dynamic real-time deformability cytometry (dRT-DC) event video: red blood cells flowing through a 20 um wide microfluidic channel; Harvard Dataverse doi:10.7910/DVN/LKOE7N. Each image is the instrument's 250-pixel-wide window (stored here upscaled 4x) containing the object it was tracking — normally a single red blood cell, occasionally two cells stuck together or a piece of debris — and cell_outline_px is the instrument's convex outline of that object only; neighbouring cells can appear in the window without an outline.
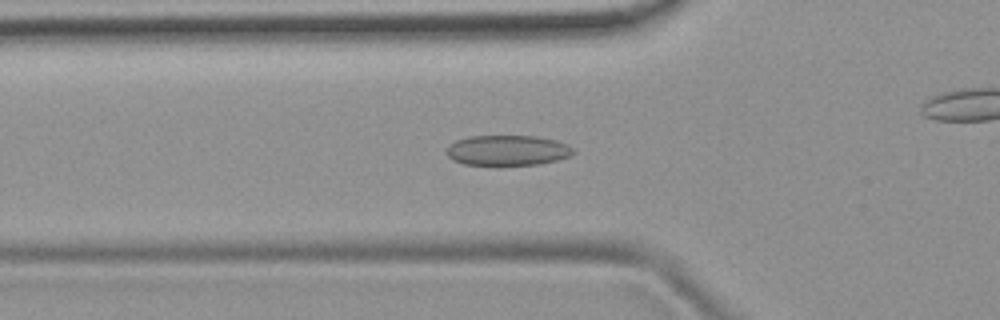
{"species": "common noctule bat (a hibernating species)", "species_latin": "Nyctalus noctula", "temperature_condition": "room temperature", "stored_images_in_passage": 37, "camera_frame_rate_fps": 3000, "um_per_image_px": 0.085, "animal": {"sex": "female", "body_mass_g": 19.9}, "frame": {"image": 1, "passage_image": 2, "time_ms": 0.333, "image_size_px": [1000, 320], "cell_outline_px": [[576, 152], [572, 156], [540, 164], [464, 164], [452, 160], [448, 156], [448, 148], [456, 140], [468, 136], [536, 136], [556, 140], [568, 144]], "centroid_in_image_um": [43.19, 12.77], "position_along_channel_um": 82.6, "area_um2": 22.2}}
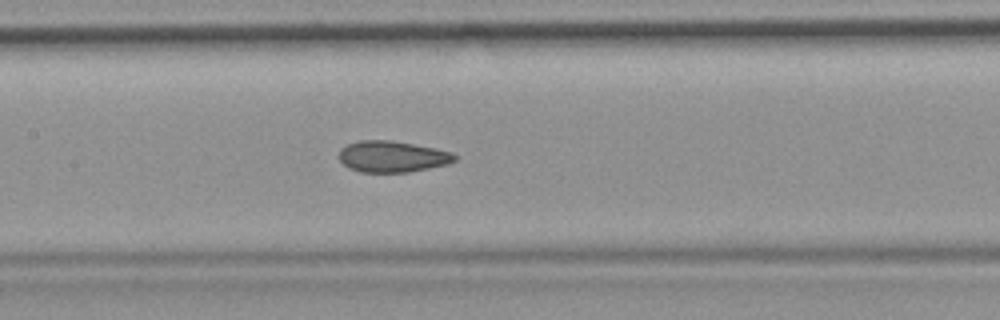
{"frame": {"image": 2, "passage_image": 9, "time_ms": 2.667, "image_size_px": [1000, 320], "cell_outline_px": [[456, 160], [448, 164], [408, 172], [360, 172], [348, 168], [340, 160], [340, 148], [348, 144], [360, 140], [392, 140], [436, 148], [452, 152], [456, 156]], "centroid_in_image_um": [33.35, 13.3], "position_along_channel_um": 174.1, "area_um2": 21.1}}
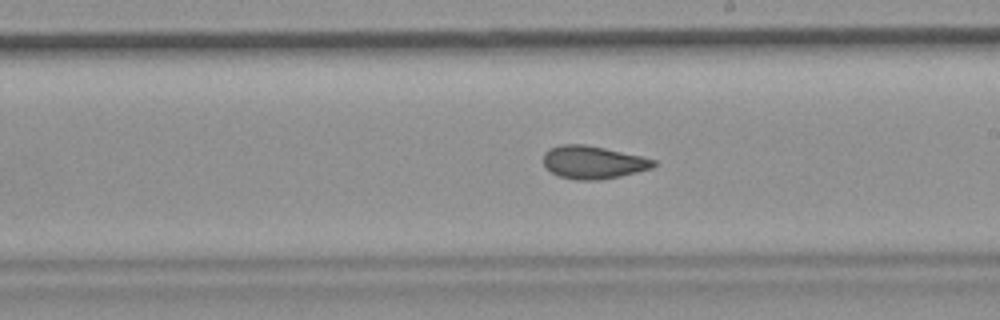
{"frame": {"image": 3, "passage_image": 14, "time_ms": 4.333, "image_size_px": [1000, 320], "cell_outline_px": [[656, 164], [652, 168], [620, 176], [600, 180], [576, 180], [560, 176], [552, 172], [544, 164], [544, 152], [548, 148], [560, 144], [584, 144], [604, 148], [640, 156], [656, 160]], "centroid_in_image_um": [50.4, 13.79], "position_along_channel_um": 238.6, "area_um2": 20.98}, "authors_computed_cell_mechanics": {"area_um2": 21.1548, "velocity_mm_per_s": 3.8974, "shape_relaxation_time_tau1_ms": 11.3638, "shape_relaxation_time_tau2_ms": 1.5204, "deformation_change_tau1": 0.1803, "deformation_change_tau2": 0.0694}}